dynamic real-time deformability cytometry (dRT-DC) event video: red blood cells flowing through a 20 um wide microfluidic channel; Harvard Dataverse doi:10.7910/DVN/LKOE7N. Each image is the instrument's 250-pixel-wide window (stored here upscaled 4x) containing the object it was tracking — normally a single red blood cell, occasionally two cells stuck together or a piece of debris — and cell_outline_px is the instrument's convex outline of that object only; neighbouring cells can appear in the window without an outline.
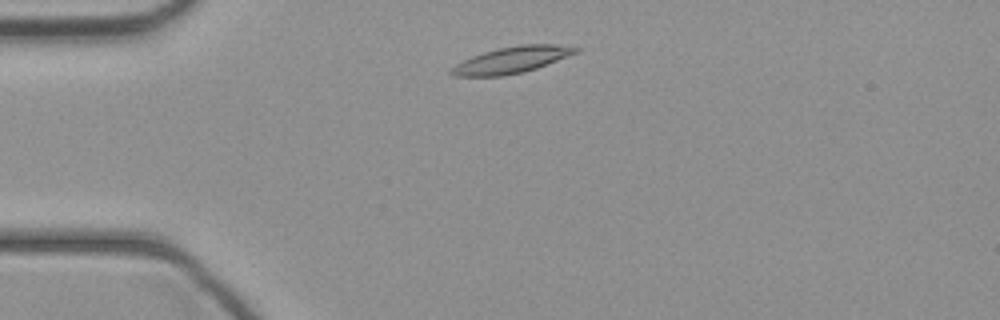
{"species": "common noctule bat (a hibernating species)", "species_latin": "Nyctalus noctula", "temperature_condition": "cold", "stored_images_in_passage": 30, "camera_frame_rate_fps": 3000, "um_per_image_px": 0.085, "animal": {"sex": "female", "body_mass_g": 21.9}, "frame": {"image": 1, "passage_image": 1, "time_ms": 0.0, "image_size_px": [1000, 320], "cell_outline_px": [[580, 52], [536, 68], [524, 72], [500, 76], [452, 76], [448, 72], [456, 64], [472, 56], [496, 48], [520, 44], [556, 44], [580, 48]], "centroid_in_image_um": [43.51, 5.08], "position_along_channel_um": 41.5, "area_um2": 19.19}}
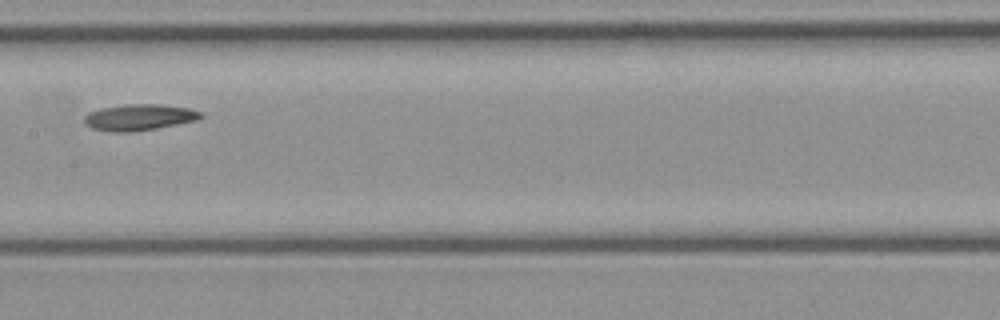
{"frame": {"image": 2, "passage_image": 13, "time_ms": 4.0, "image_size_px": [1000, 320], "cell_outline_px": [[204, 116], [200, 120], [156, 128], [132, 132], [108, 132], [92, 128], [84, 124], [84, 116], [88, 112], [100, 108], [124, 104], [160, 104], [192, 108], [204, 112]], "centroid_in_image_um": [11.87, 9.96], "position_along_channel_um": 195.5, "area_um2": 18.26}}
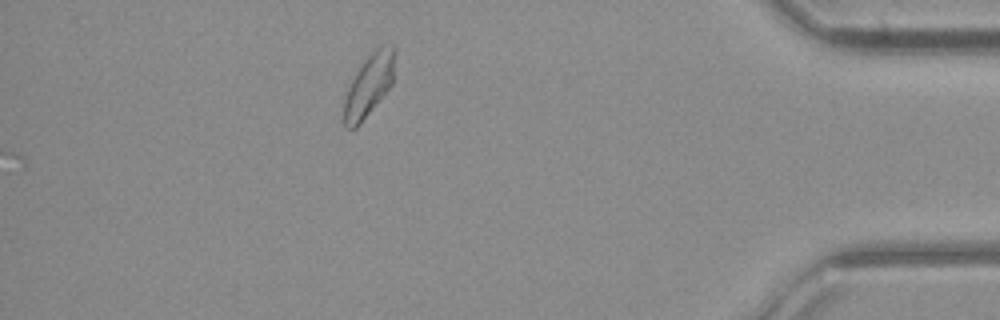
{"frame": {"image": 3, "passage_image": 30, "time_ms": 9.667, "image_size_px": [1000, 320], "cell_outline_px": [[396, 52], [392, 84], [380, 100], [360, 124], [356, 128], [344, 128], [344, 100], [348, 84], [364, 60], [380, 44], [396, 48]], "centroid_in_image_um": [31.36, 7.24], "position_along_channel_um": 403.8, "area_um2": 18.55}}